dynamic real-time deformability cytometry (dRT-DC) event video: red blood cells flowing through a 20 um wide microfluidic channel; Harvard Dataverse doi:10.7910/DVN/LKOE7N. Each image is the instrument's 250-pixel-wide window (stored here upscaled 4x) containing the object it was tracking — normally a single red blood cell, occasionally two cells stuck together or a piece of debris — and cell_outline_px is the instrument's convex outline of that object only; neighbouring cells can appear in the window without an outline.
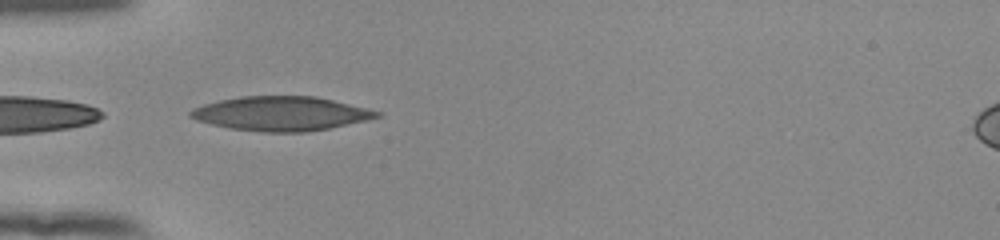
{"species": "human", "species_latin": "Homo sapiens", "temperature_condition": "room temperature", "stored_images_in_passage": 36, "camera_frame_rate_fps": 3000, "um_per_image_px": 0.085, "donor": {"sex": "female"}, "frame": {"image": 1, "passage_image": 1, "time_ms": 0.0, "image_size_px": [1000, 240], "cell_outline_px": [[384, 116], [328, 128], [308, 132], [264, 132], [232, 128], [212, 124], [196, 120], [188, 116], [188, 112], [192, 108], [204, 104], [220, 100], [240, 96], [316, 96], [384, 112]], "centroid_in_image_um": [23.9, 9.65], "position_along_channel_um": 61.1, "area_um2": 37.17}}
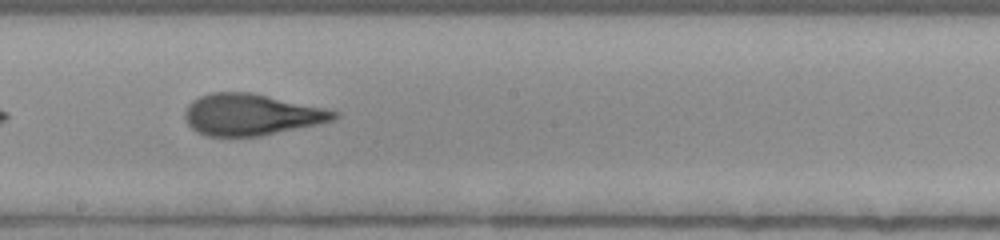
{"frame": {"image": 2, "passage_image": 14, "time_ms": 4.333, "image_size_px": [1000, 240], "cell_outline_px": [[340, 116], [332, 120], [316, 124], [260, 136], [208, 136], [196, 132], [184, 120], [184, 112], [188, 104], [192, 100], [200, 96], [212, 92], [252, 92], [324, 108], [340, 112]], "centroid_in_image_um": [21.31, 9.73], "position_along_channel_um": 226.9, "area_um2": 35.95}}
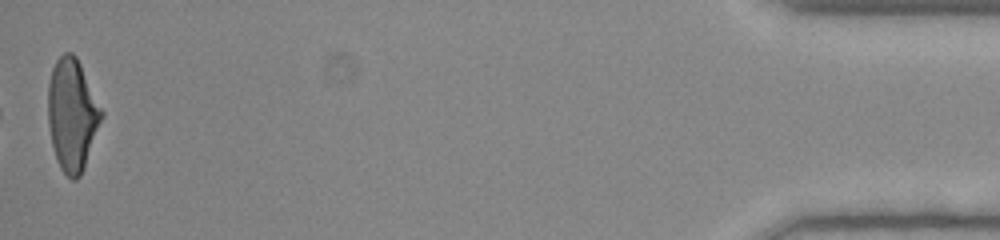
{"frame": {"image": 3, "passage_image": 36, "time_ms": 11.667, "image_size_px": [1000, 240], "cell_outline_px": [[104, 116], [84, 168], [80, 176], [76, 180], [72, 180], [60, 168], [56, 160], [52, 144], [48, 124], [48, 84], [52, 68], [56, 60], [64, 52], [72, 52], [76, 56], [104, 112]], "centroid_in_image_um": [6.14, 9.76], "position_along_channel_um": 429.1, "area_um2": 35.08}, "authors_computed_cell_mechanics": {"area_um2": 35.9227, "velocity_mm_per_s": 3.9342, "shape_relaxation_time_tau1_ms": 7.003, "shape_relaxation_time_tau2_ms": 1.2765, "deformation_change_tau1": 0.2325, "deformation_change_tau2": 0.098}}